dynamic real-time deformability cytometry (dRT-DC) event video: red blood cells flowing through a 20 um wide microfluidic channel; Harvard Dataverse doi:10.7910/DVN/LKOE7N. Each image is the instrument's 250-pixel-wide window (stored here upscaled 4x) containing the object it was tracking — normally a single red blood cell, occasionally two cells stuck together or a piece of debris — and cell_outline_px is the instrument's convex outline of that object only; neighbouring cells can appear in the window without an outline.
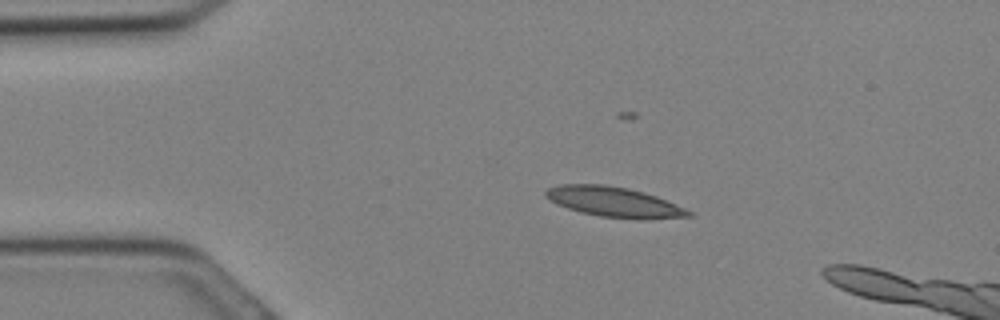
{"species": "Egyptian fruit bat (a non-hibernating species)", "species_latin": "Rousettus aegyptiacus", "temperature_condition": "cold", "stored_images_in_passage": 9, "camera_frame_rate_fps": 3000, "um_per_image_px": 0.085, "animal": {"sex": "female"}, "frame": {"image": 1, "passage_image": 6, "time_ms": 1.667, "image_size_px": [1000, 320], "cell_outline_px": [[692, 216], [600, 216], [580, 212], [556, 204], [544, 196], [544, 192], [548, 188], [560, 184], [604, 184], [628, 188], [644, 192], [656, 196], [684, 208], [692, 212]], "centroid_in_image_um": [52.02, 17.09], "position_along_channel_um": 33.0, "area_um2": 23.76}}